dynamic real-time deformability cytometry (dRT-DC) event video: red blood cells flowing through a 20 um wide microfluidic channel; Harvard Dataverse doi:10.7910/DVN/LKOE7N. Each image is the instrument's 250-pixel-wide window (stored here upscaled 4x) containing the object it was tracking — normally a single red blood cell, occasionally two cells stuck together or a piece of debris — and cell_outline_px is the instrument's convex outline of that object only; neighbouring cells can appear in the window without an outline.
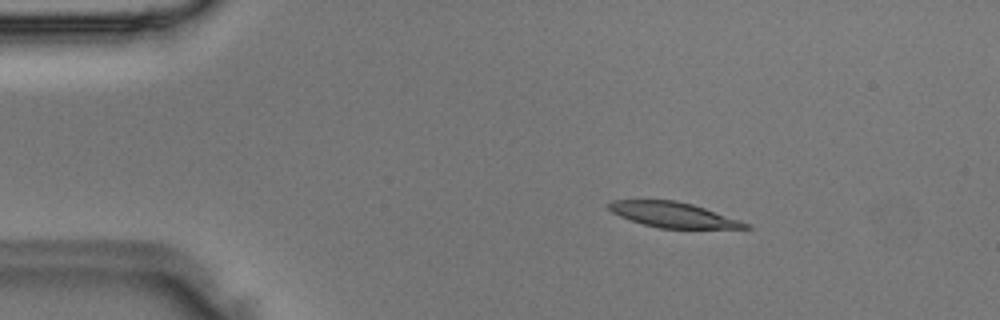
{"species": "Egyptian fruit bat (a non-hibernating species)", "species_latin": "Rousettus aegyptiacus", "temperature_condition": "room temperature", "stored_images_in_passage": 47, "camera_frame_rate_fps": 3000, "um_per_image_px": 0.085, "animal": {"sex": "male"}, "frame": {"image": 1, "passage_image": 7, "time_ms": 2.0, "image_size_px": [1000, 320], "cell_outline_px": [[752, 228], [660, 228], [644, 224], [620, 216], [612, 212], [604, 204], [612, 200], [676, 200], [692, 204], [752, 224]], "centroid_in_image_um": [57.21, 18.25], "position_along_channel_um": 27.8, "area_um2": 19.94}}
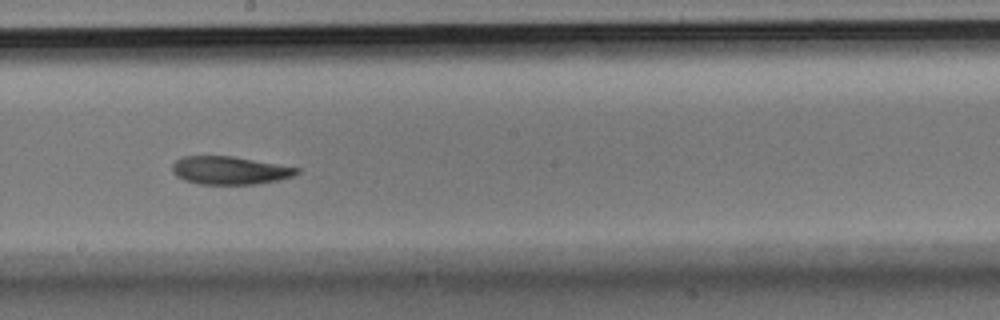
{"frame": {"image": 2, "passage_image": 26, "time_ms": 8.333, "image_size_px": [1000, 320], "cell_outline_px": [[300, 172], [292, 176], [280, 180], [256, 184], [200, 184], [184, 180], [176, 176], [172, 172], [172, 164], [176, 160], [184, 156], [232, 156], [300, 168]], "centroid_in_image_um": [19.52, 14.48], "position_along_channel_um": 228.7, "area_um2": 20.35}}
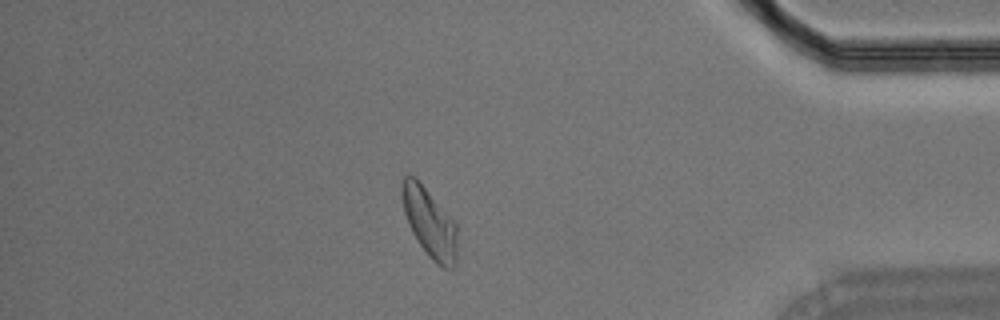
{"frame": {"image": 3, "passage_image": 41, "time_ms": 13.333, "image_size_px": [1000, 320], "cell_outline_px": [[456, 264], [452, 268], [444, 268], [436, 264], [428, 256], [412, 232], [408, 224], [404, 212], [400, 192], [400, 184], [404, 176], [412, 176], [424, 188], [456, 224]], "centroid_in_image_um": [36.48, 18.97], "position_along_channel_um": 398.7, "area_um2": 21.73}}